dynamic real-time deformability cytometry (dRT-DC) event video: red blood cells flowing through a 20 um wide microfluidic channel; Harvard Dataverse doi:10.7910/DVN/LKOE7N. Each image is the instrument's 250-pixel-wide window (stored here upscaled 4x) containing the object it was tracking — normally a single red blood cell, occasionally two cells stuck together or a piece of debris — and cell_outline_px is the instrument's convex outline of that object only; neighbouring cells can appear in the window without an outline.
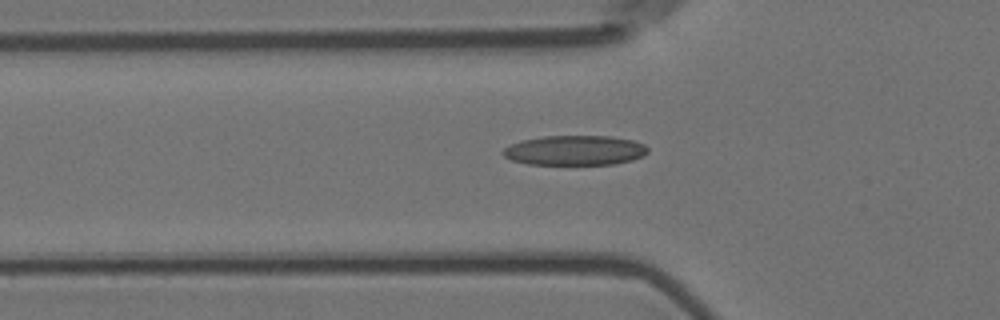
{"species": "Egyptian fruit bat (a non-hibernating species)", "species_latin": "Rousettus aegyptiacus", "temperature_condition": "room temperature", "stored_images_in_passage": 4, "camera_frame_rate_fps": 3000, "um_per_image_px": 0.085, "animal": {"sex": "female"}, "frame": {"image": 1, "passage_image": 4, "time_ms": 1.0, "image_size_px": [1000, 320], "cell_outline_px": [[648, 152], [644, 156], [632, 160], [612, 164], [528, 164], [512, 160], [504, 156], [500, 152], [504, 148], [520, 140], [544, 136], [612, 136], [632, 140], [644, 144], [648, 148]], "centroid_in_image_um": [48.86, 12.77], "position_along_channel_um": 76.9, "area_um2": 25.2}}